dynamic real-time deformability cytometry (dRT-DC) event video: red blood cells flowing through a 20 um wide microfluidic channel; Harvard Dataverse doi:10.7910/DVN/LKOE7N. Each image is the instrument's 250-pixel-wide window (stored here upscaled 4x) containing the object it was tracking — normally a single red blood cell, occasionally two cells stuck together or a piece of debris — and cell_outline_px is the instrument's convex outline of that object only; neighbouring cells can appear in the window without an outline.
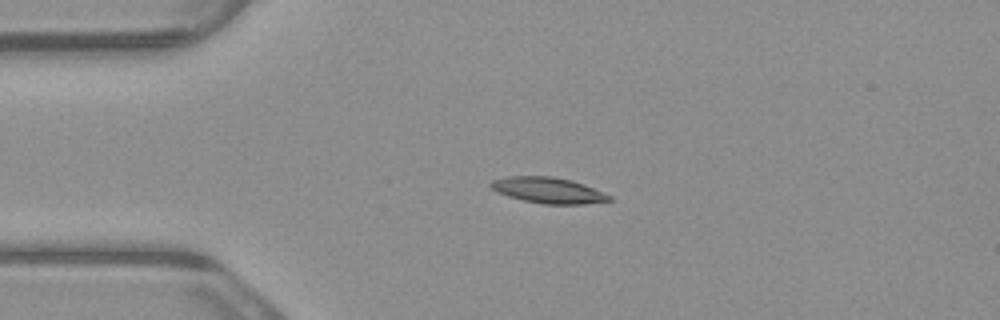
{"species": "common noctule bat (a hibernating species)", "species_latin": "Nyctalus noctula", "temperature_condition": "warm", "stored_images_in_passage": 4, "camera_frame_rate_fps": 3000, "um_per_image_px": 0.085, "animal": {"sex": "male", "body_mass_g": 23.1, "forearm_length_mm": 52.7}, "frame": {"image": 1, "passage_image": 2, "time_ms": 0.333, "image_size_px": [1000, 320], "cell_outline_px": [[612, 200], [584, 204], [544, 204], [524, 200], [508, 196], [492, 188], [488, 184], [492, 180], [508, 176], [552, 176], [572, 180], [584, 184], [612, 196]], "centroid_in_image_um": [46.62, 16.16], "position_along_channel_um": 38.4, "area_um2": 17.74}}
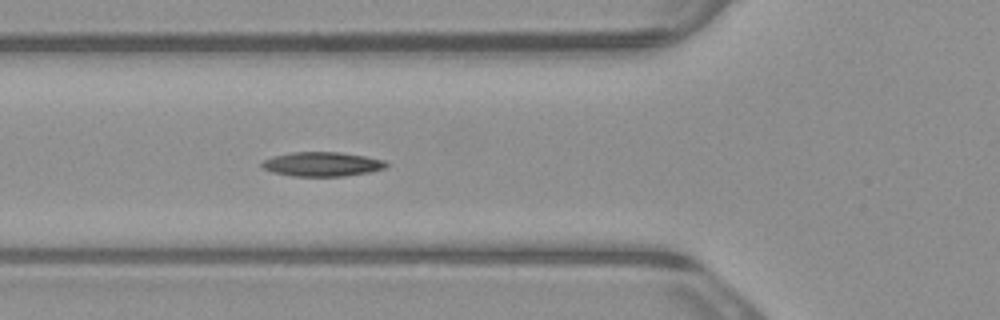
{"frame": {"image": 2, "passage_image": 4, "time_ms": 1.0, "image_size_px": [1000, 320], "cell_outline_px": [[388, 164], [384, 168], [368, 172], [344, 176], [292, 176], [272, 172], [264, 168], [260, 164], [264, 160], [272, 156], [292, 152], [340, 152], [364, 156], [384, 160]], "centroid_in_image_um": [27.35, 13.95], "position_along_channel_um": 98.5, "area_um2": 17.51}}